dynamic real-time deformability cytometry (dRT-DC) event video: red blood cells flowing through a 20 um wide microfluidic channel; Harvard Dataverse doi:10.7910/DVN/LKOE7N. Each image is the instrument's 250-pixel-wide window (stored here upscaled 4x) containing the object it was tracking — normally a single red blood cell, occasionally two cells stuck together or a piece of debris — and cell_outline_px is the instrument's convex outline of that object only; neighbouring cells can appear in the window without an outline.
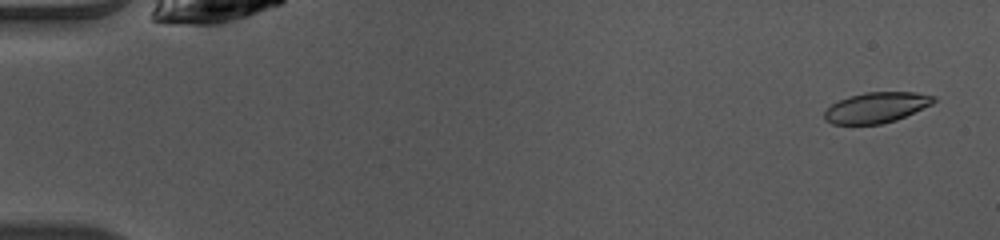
{"species": "common noctule bat (a hibernating species)", "species_latin": "Nyctalus noctula", "temperature_condition": "warm", "stored_images_in_passage": 49, "camera_frame_rate_fps": 3000, "um_per_image_px": 0.085, "animal": {"sex": "female", "body_mass_g": 10.0, "forearm_length_mm": 53.1}, "frame": {"image": 1, "passage_image": 2, "time_ms": 0.333, "image_size_px": [1000, 240], "cell_outline_px": [[936, 100], [932, 104], [896, 120], [880, 124], [832, 124], [824, 120], [824, 112], [832, 104], [848, 96], [864, 92], [916, 92], [936, 96]], "centroid_in_image_um": [74.49, 9.13], "position_along_channel_um": 10.5, "area_um2": 19.42}}
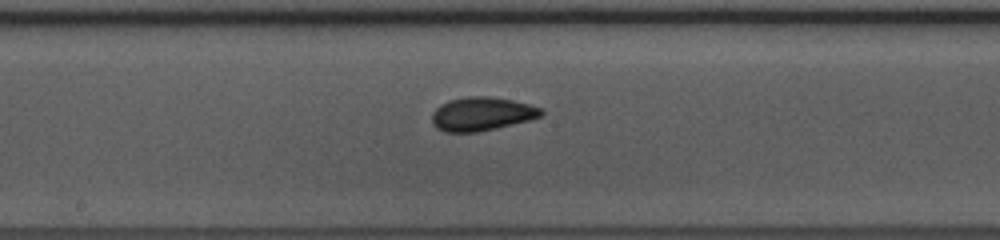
{"frame": {"image": 2, "passage_image": 26, "time_ms": 8.333, "image_size_px": [1000, 240], "cell_outline_px": [[544, 112], [540, 116], [528, 120], [496, 128], [476, 132], [444, 132], [436, 128], [432, 124], [432, 112], [440, 104], [448, 100], [468, 96], [492, 96], [512, 100], [528, 104], [540, 108]], "centroid_in_image_um": [40.89, 9.68], "position_along_channel_um": 207.3, "area_um2": 21.39}}
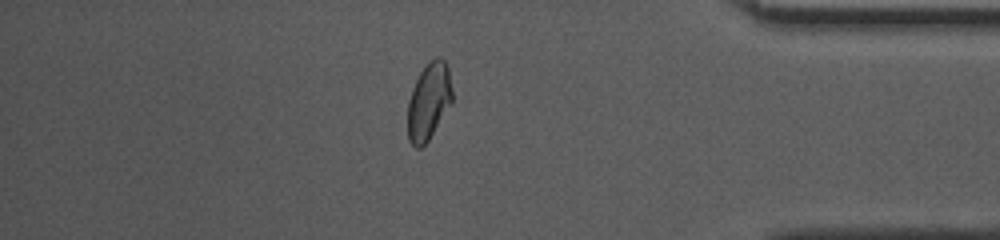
{"frame": {"image": 3, "passage_image": 42, "time_ms": 13.667, "image_size_px": [1000, 240], "cell_outline_px": [[452, 104], [428, 140], [420, 148], [416, 148], [408, 140], [408, 100], [412, 88], [420, 72], [436, 56], [440, 56], [444, 60], [448, 68], [452, 92]], "centroid_in_image_um": [36.45, 8.62], "position_along_channel_um": 398.8, "area_um2": 19.88}, "authors_computed_cell_mechanics": {"area_um2": 20.3456, "velocity_mm_per_s": 4.0755, "shape_relaxation_time_tau1_ms": 4.5988, "shape_relaxation_time_tau2_ms": 1.7638, "deformation_change_tau1": 0.1221, "deformation_change_tau2": 0.0603}}